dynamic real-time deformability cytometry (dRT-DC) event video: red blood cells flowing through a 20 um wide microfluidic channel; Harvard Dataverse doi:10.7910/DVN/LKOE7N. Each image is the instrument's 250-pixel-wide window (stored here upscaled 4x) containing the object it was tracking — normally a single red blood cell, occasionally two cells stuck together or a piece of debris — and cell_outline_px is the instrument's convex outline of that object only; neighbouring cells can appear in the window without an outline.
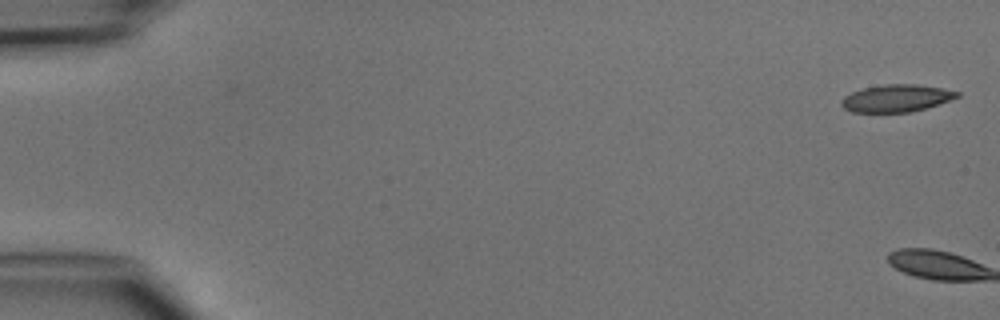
{"species": "common noctule bat (a hibernating species)", "species_latin": "Nyctalus noctula", "temperature_condition": "cold", "stored_images_in_passage": 7, "camera_frame_rate_fps": 3000, "um_per_image_px": 0.085, "animal": {"sex": "male", "body_mass_g": 15.6}, "frame": {"image": 1, "passage_image": 1, "time_ms": 0.0, "image_size_px": [1000, 320], "cell_outline_px": [[960, 96], [940, 104], [912, 112], [852, 112], [844, 108], [840, 104], [840, 100], [844, 96], [852, 92], [864, 88], [884, 84], [916, 84], [940, 88], [960, 92]], "centroid_in_image_um": [76.19, 8.35], "position_along_channel_um": 8.8, "area_um2": 18.44}}
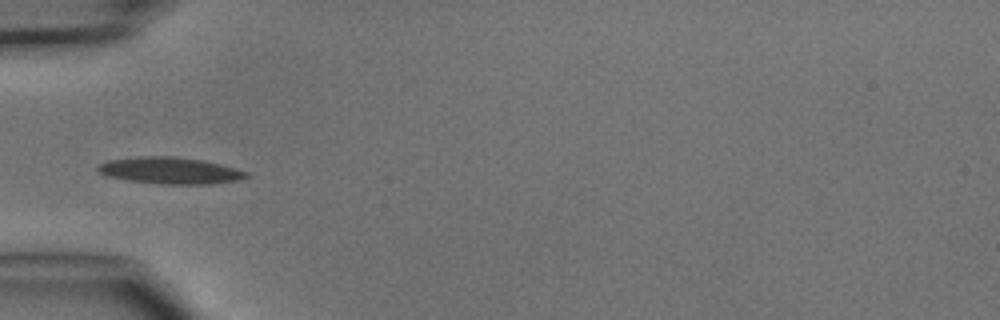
{"frame": {"image": 2, "passage_image": 5, "time_ms": 5.667, "image_size_px": [1000, 320], "cell_outline_px": [[252, 176], [236, 180], [208, 184], [160, 184], [128, 180], [104, 176], [96, 172], [96, 168], [100, 164], [108, 160], [136, 156], [172, 156], [204, 160], [220, 164], [248, 172]], "centroid_in_image_um": [14.41, 14.49], "position_along_channel_um": 70.6, "area_um2": 23.24}}
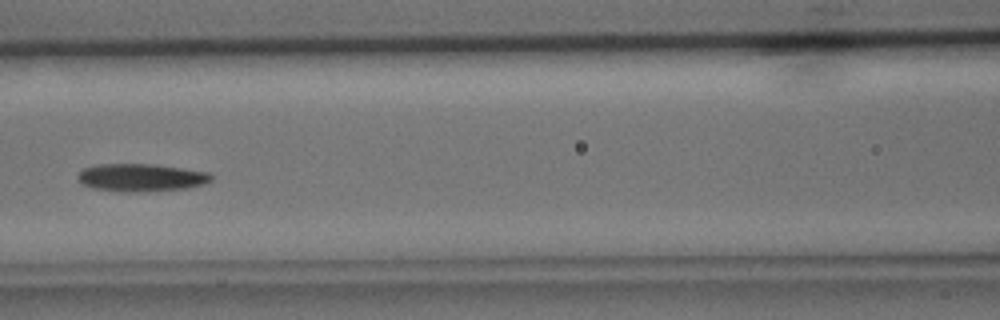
{"frame": {"image": 3, "passage_image": 7, "time_ms": 7.667, "image_size_px": [1000, 320], "cell_outline_px": [[212, 180], [204, 184], [188, 188], [136, 192], [128, 192], [92, 188], [80, 184], [76, 176], [84, 168], [96, 164], [156, 164], [208, 172], [212, 176]], "centroid_in_image_um": [11.97, 15.09], "position_along_channel_um": 154.6, "area_um2": 21.68}}